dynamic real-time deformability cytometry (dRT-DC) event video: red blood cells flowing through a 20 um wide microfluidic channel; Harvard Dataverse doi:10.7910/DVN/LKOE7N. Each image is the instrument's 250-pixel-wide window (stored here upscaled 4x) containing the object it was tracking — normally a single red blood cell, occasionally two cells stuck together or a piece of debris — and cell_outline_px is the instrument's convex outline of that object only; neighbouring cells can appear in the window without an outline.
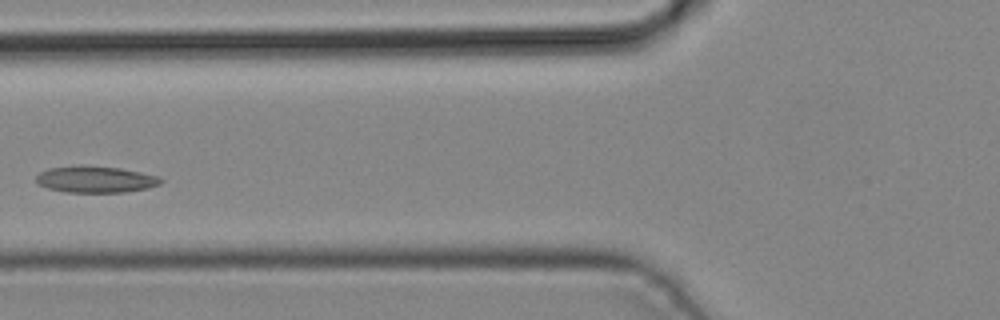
{"species": "common noctule bat (a hibernating species)", "species_latin": "Nyctalus noctula", "temperature_condition": "cold", "stored_images_in_passage": 4, "camera_frame_rate_fps": 3000, "um_per_image_px": 0.085, "animal": {"sex": "male", "body_mass_g": 19.2, "forearm_length_mm": 51.8}, "frame": {"image": 1, "passage_image": 4, "time_ms": 1.0, "image_size_px": [1000, 320], "cell_outline_px": [[164, 180], [160, 184], [148, 188], [124, 192], [64, 192], [48, 188], [40, 184], [36, 180], [36, 176], [40, 172], [48, 168], [80, 164], [84, 164], [120, 168], [160, 176]], "centroid_in_image_um": [8.13, 15.23], "position_along_channel_um": 117.7, "area_um2": 19.54}}